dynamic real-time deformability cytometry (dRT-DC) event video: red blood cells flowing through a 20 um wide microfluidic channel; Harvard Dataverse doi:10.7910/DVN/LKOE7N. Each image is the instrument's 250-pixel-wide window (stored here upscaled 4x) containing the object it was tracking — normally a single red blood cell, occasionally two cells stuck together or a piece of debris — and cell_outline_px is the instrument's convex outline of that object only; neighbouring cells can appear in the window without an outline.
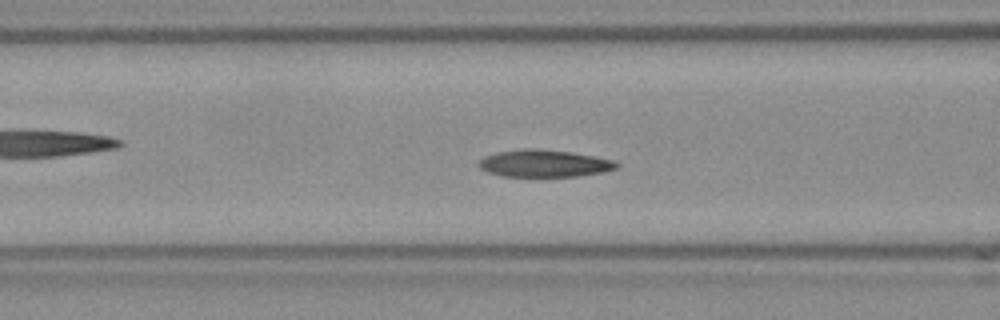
{"species": "Egyptian fruit bat (a non-hibernating species)", "species_latin": "Rousettus aegyptiacus", "temperature_condition": "room temperature", "stored_images_in_passage": 41, "camera_frame_rate_fps": 3000, "um_per_image_px": 0.085, "frame": {"image": 1, "passage_image": 7, "time_ms": 2.0, "image_size_px": [1000, 320], "cell_outline_px": [[620, 164], [616, 168], [604, 172], [576, 176], [504, 176], [488, 172], [480, 168], [476, 164], [484, 156], [496, 152], [524, 148], [536, 148], [572, 152], [616, 160]], "centroid_in_image_um": [46.26, 13.88], "position_along_channel_um": 120.3, "area_um2": 21.96}}
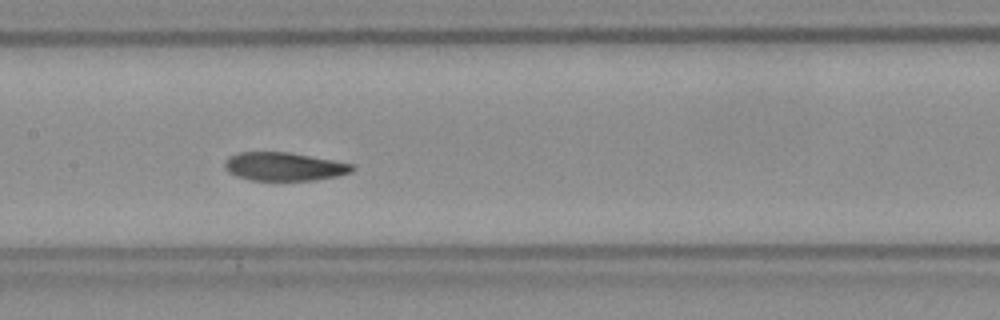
{"frame": {"image": 2, "passage_image": 12, "time_ms": 3.667, "image_size_px": [1000, 320], "cell_outline_px": [[356, 168], [352, 172], [336, 176], [316, 180], [248, 180], [236, 176], [228, 172], [224, 168], [224, 164], [228, 156], [236, 152], [288, 152], [332, 160], [352, 164]], "centroid_in_image_um": [24.11, 14.16], "position_along_channel_um": 183.3, "area_um2": 21.15}, "authors_computed_cell_mechanics": {"area_um2": 21.6172, "velocity_mm_per_s": 3.7577, "shape_relaxation_time_tau1_ms": 5.2161, "shape_relaxation_time_tau2_ms": 10.2542, "deformation_change_tau1": 0.1333, "deformation_change_tau2": 0.1566}}